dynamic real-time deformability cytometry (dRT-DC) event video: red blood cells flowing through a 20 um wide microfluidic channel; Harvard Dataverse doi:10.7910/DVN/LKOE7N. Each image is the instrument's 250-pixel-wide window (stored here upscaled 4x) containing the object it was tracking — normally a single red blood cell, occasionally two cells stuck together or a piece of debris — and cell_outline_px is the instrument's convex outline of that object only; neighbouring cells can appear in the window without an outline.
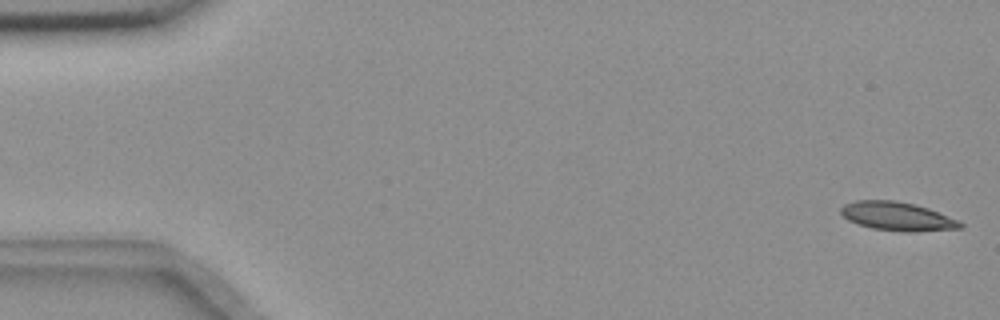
{"species": "common noctule bat (a hibernating species)", "species_latin": "Nyctalus noctula", "temperature_condition": "room temperature", "stored_images_in_passage": 56, "camera_frame_rate_fps": 3000, "um_per_image_px": 0.085, "animal": {"sex": "female", "body_mass_g": 18.4}, "frame": {"image": 1, "passage_image": 1, "time_ms": 0.0, "image_size_px": [1000, 320], "cell_outline_px": [[964, 224], [960, 228], [912, 232], [904, 232], [872, 228], [848, 220], [840, 212], [840, 208], [844, 204], [856, 200], [896, 200], [928, 208], [960, 220]], "centroid_in_image_um": [76.28, 18.38], "position_along_channel_um": 8.7, "area_um2": 19.88}}
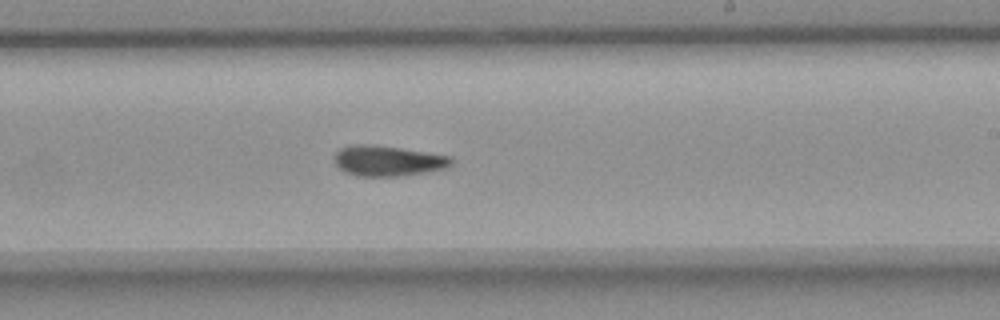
{"frame": {"image": 2, "passage_image": 33, "time_ms": 10.667, "image_size_px": [1000, 320], "cell_outline_px": [[452, 164], [448, 168], [404, 176], [356, 176], [344, 172], [332, 160], [332, 156], [340, 148], [352, 144], [372, 144], [400, 148], [452, 156]], "centroid_in_image_um": [32.94, 13.67], "position_along_channel_um": 256.1, "area_um2": 21.1}}
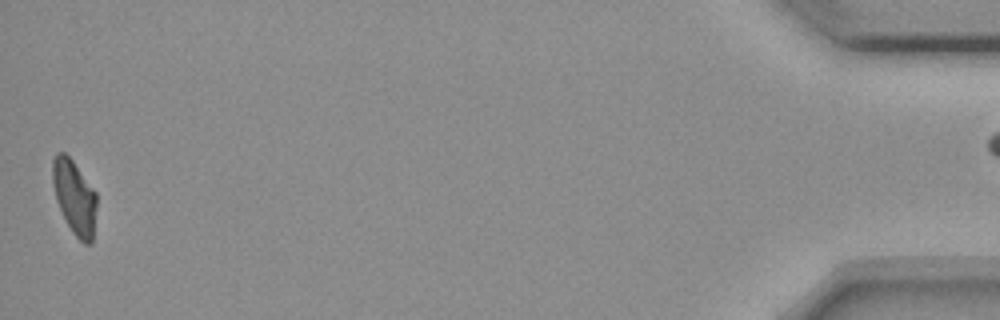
{"frame": {"image": 3, "passage_image": 55, "time_ms": 18.0, "image_size_px": [1000, 320], "cell_outline_px": [[96, 208], [92, 244], [84, 244], [72, 232], [56, 200], [52, 184], [52, 160], [56, 152], [64, 152], [72, 160], [96, 192]], "centroid_in_image_um": [6.32, 16.75], "position_along_channel_um": 428.9, "area_um2": 18.96}}